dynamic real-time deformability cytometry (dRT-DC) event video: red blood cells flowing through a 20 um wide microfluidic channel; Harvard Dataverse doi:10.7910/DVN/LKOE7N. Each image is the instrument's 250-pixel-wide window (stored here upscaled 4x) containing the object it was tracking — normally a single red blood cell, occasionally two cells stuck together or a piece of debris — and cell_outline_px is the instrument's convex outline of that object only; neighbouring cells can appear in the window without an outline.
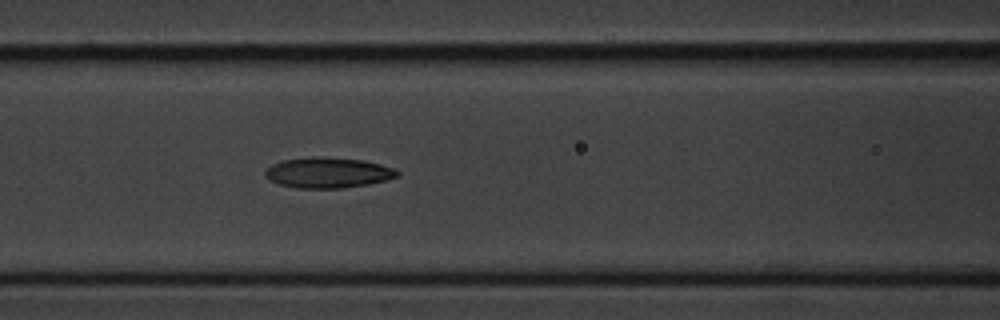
{"species": "common noctule bat (a hibernating species)", "species_latin": "Nyctalus noctula", "temperature_condition": "cold", "stored_images_in_passage": 6, "camera_frame_rate_fps": 3000, "um_per_image_px": 0.085, "animal": {"sex": "male", "body_mass_g": 20.1, "forearm_length_mm": 53.5}, "frame": {"image": 1, "passage_image": 5, "time_ms": 4.333, "image_size_px": [1000, 320], "cell_outline_px": [[400, 172], [396, 176], [384, 180], [368, 184], [340, 188], [296, 188], [280, 184], [264, 176], [264, 172], [272, 164], [284, 160], [316, 156], [324, 156], [364, 160], [396, 168]], "centroid_in_image_um": [27.88, 14.66], "position_along_channel_um": 138.7, "area_um2": 23.41}}